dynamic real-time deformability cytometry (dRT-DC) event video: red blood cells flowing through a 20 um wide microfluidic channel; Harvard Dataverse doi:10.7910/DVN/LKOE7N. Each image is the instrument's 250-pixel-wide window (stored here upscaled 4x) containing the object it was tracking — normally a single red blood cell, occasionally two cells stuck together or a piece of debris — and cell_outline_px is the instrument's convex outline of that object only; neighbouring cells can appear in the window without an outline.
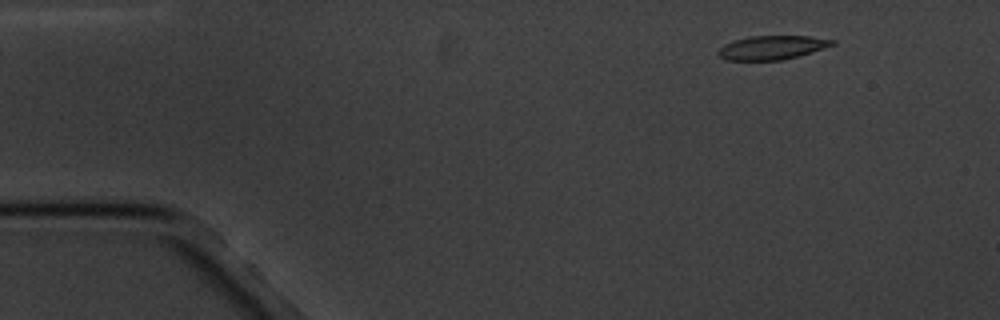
{"species": "common noctule bat (a hibernating species)", "species_latin": "Nyctalus noctula", "temperature_condition": "cold", "stored_images_in_passage": 6, "camera_frame_rate_fps": 3000, "um_per_image_px": 0.085, "animal": {"sex": "male", "body_mass_g": 20.1, "forearm_length_mm": 53.5}, "frame": {"image": 1, "passage_image": 2, "time_ms": 1.0, "image_size_px": [1000, 320], "cell_outline_px": [[836, 44], [812, 52], [780, 60], [724, 60], [716, 52], [724, 44], [748, 36], [808, 36], [836, 40]], "centroid_in_image_um": [65.62, 4.04], "position_along_channel_um": 19.4, "area_um2": 15.78}}
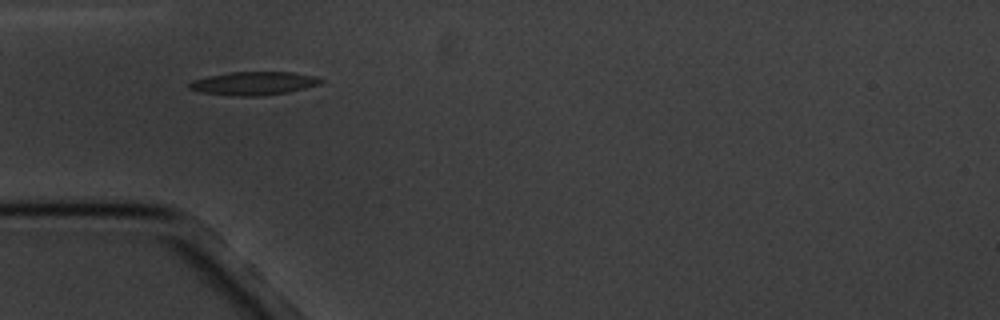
{"frame": {"image": 2, "passage_image": 5, "time_ms": 4.667, "image_size_px": [1000, 320], "cell_outline_px": [[324, 80], [320, 84], [288, 92], [256, 96], [240, 96], [200, 92], [188, 88], [188, 84], [192, 80], [208, 76], [228, 72], [292, 72], [316, 76]], "centroid_in_image_um": [21.56, 7.07], "position_along_channel_um": 63.4, "area_um2": 17.8}}
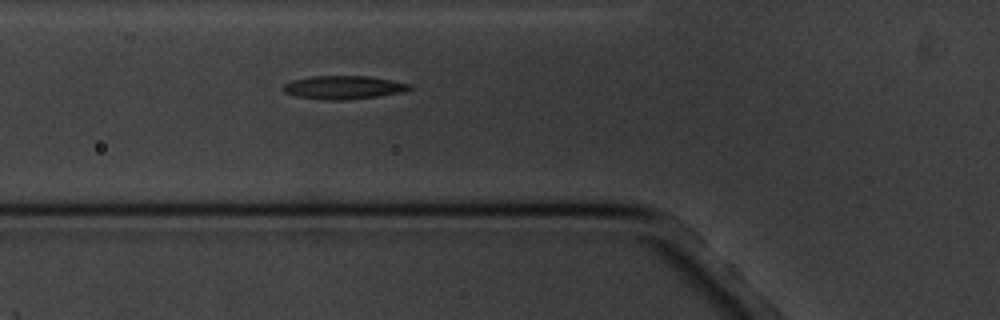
{"frame": {"image": 3, "passage_image": 6, "time_ms": 5.667, "image_size_px": [1000, 320], "cell_outline_px": [[412, 88], [404, 92], [376, 96], [344, 100], [328, 100], [292, 96], [284, 92], [284, 84], [292, 80], [312, 76], [368, 76], [412, 84]], "centroid_in_image_um": [29.19, 7.43], "position_along_channel_um": 96.6, "area_um2": 17.17}}